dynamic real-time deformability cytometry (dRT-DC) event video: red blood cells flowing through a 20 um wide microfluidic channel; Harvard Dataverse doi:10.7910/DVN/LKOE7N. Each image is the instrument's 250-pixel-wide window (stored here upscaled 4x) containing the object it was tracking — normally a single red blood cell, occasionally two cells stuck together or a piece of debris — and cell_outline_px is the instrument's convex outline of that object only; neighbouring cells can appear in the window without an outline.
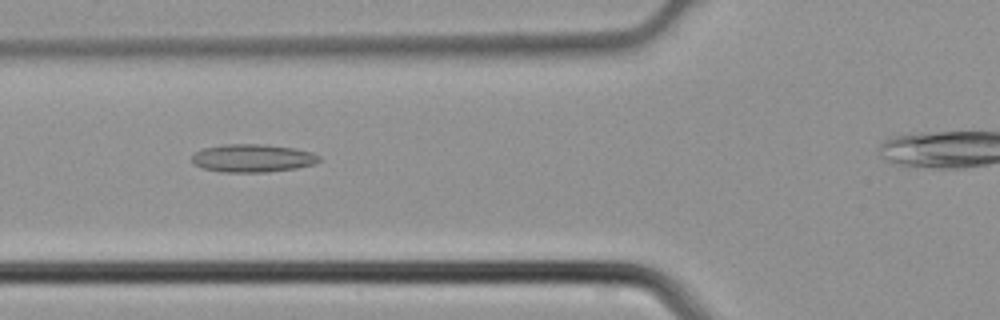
{"species": "common noctule bat (a hibernating species)", "species_latin": "Nyctalus noctula", "temperature_condition": "cold", "stored_images_in_passage": 3, "camera_frame_rate_fps": 3000, "um_per_image_px": 0.085, "animal": {"sex": "male", "body_mass_g": 21.5, "forearm_length_mm": 52.0}, "frame": {"image": 1, "passage_image": 3, "time_ms": 0.667, "image_size_px": [1000, 320], "cell_outline_px": [[320, 160], [316, 164], [296, 168], [268, 172], [220, 172], [204, 168], [192, 164], [192, 156], [196, 152], [204, 148], [224, 144], [264, 144], [296, 148], [312, 152], [320, 156]], "centroid_in_image_um": [21.5, 13.44], "position_along_channel_um": 104.3, "area_um2": 20.92}}